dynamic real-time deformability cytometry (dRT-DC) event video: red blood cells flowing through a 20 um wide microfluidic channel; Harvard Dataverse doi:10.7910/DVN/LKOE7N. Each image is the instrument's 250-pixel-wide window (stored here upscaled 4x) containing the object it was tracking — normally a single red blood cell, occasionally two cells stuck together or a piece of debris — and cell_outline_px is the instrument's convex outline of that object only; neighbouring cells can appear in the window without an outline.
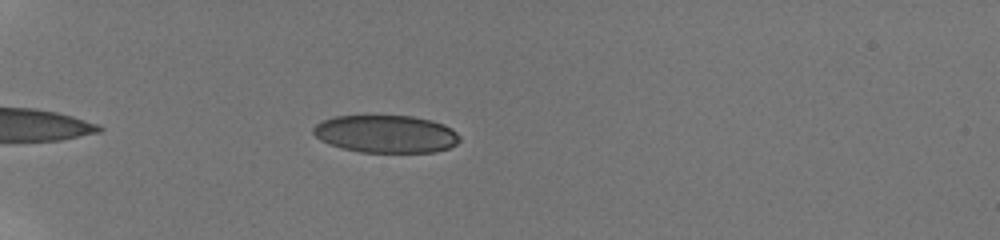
{"species": "human", "species_latin": "Homo sapiens", "temperature_condition": "room temperature", "stored_images_in_passage": 46, "camera_frame_rate_fps": 3000, "um_per_image_px": 0.085, "donor": {"sex": "male"}, "frame": {"image": 1, "passage_image": 4, "time_ms": 1.0, "image_size_px": [1000, 240], "cell_outline_px": [[460, 140], [456, 144], [448, 148], [436, 152], [360, 152], [328, 144], [320, 140], [312, 132], [312, 128], [320, 120], [336, 116], [412, 116], [432, 120], [444, 124], [452, 128], [460, 136]], "centroid_in_image_um": [32.8, 11.38], "position_along_channel_um": 52.2, "area_um2": 32.25}}
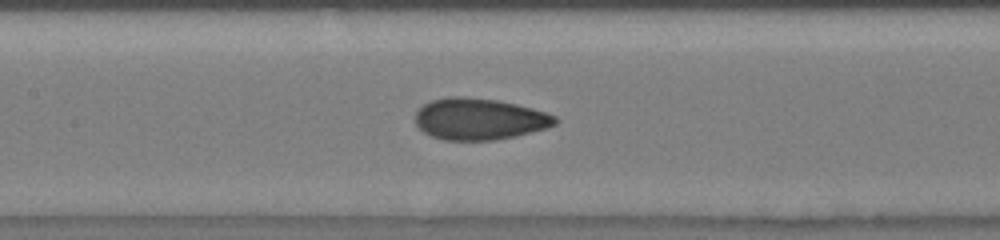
{"frame": {"image": 2, "passage_image": 20, "time_ms": 5.0, "image_size_px": [1000, 240], "cell_outline_px": [[560, 120], [556, 124], [544, 128], [516, 136], [496, 140], [444, 140], [432, 136], [424, 132], [416, 124], [416, 112], [424, 104], [432, 100], [448, 96], [464, 96], [496, 100], [516, 104], [532, 108], [556, 116]], "centroid_in_image_um": [40.74, 10.11], "position_along_channel_um": 166.7, "area_um2": 33.76}}
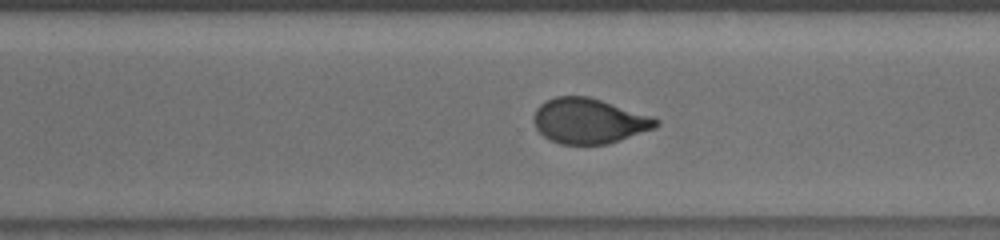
{"frame": {"image": 3, "passage_image": 34, "time_ms": 9.0, "image_size_px": [1000, 240], "cell_outline_px": [[660, 124], [656, 128], [608, 144], [560, 144], [544, 136], [536, 128], [536, 108], [540, 104], [556, 96], [588, 96], [652, 116], [660, 120]], "centroid_in_image_um": [50.12, 10.28], "position_along_channel_um": 320.5, "area_um2": 31.91}, "authors_computed_cell_mechanics": {"area_um2": 33.7552, "velocity_mm_per_s": 3.8621, "shape_relaxation_time_tau1_ms": 6.7544, "shape_relaxation_time_tau2_ms": 0.9521, "deformation_change_tau1": 0.1864, "deformation_change_tau2": 0.0685}}